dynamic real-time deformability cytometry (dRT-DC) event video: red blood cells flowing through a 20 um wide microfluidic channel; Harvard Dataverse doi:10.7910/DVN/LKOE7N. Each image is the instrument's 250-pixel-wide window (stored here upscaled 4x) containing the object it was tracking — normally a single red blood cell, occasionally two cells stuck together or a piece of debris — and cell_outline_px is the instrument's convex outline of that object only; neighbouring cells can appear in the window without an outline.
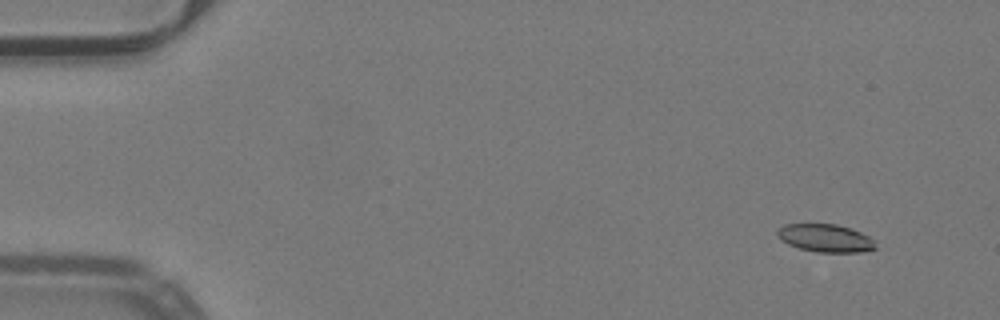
{"species": "common noctule bat (a hibernating species)", "species_latin": "Nyctalus noctula", "temperature_condition": "warm", "stored_images_in_passage": 52, "camera_frame_rate_fps": 3000, "um_per_image_px": 0.085, "animal": {"sex": "male", "body_mass_g": 19.2, "forearm_length_mm": 51.8}, "frame": {"image": 1, "passage_image": 4, "time_ms": 1.0, "image_size_px": [1000, 320], "cell_outline_px": [[876, 248], [860, 252], [816, 252], [800, 248], [788, 244], [780, 240], [776, 236], [776, 232], [784, 224], [836, 224], [852, 228], [868, 236], [872, 240]], "centroid_in_image_um": [70.12, 20.23], "position_along_channel_um": 14.9, "area_um2": 15.9}}
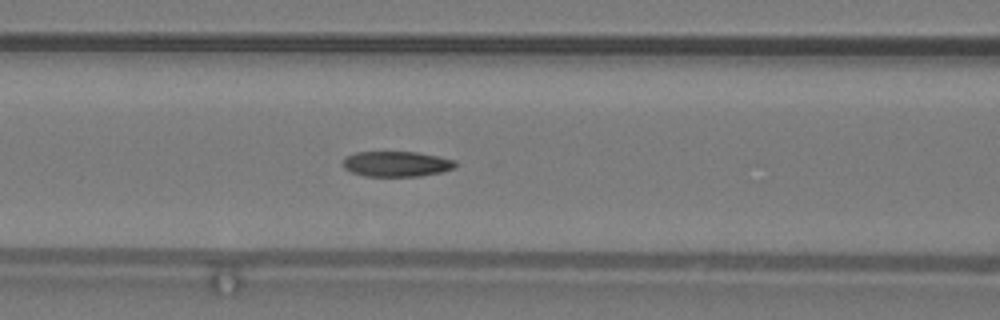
{"frame": {"image": 2, "passage_image": 22, "time_ms": 7.0, "image_size_px": [1000, 320], "cell_outline_px": [[456, 168], [444, 172], [420, 176], [364, 176], [352, 172], [344, 168], [344, 156], [356, 152], [416, 152], [456, 160]], "centroid_in_image_um": [33.73, 13.94], "position_along_channel_um": 132.9, "area_um2": 16.7}}
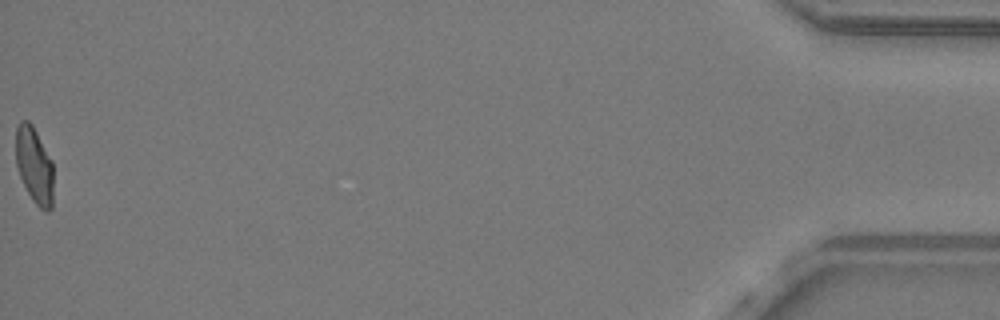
{"frame": {"image": 3, "passage_image": 52, "time_ms": 17.0, "image_size_px": [1000, 320], "cell_outline_px": [[52, 208], [48, 212], [40, 208], [32, 200], [20, 176], [16, 164], [16, 128], [20, 120], [28, 120], [32, 124], [52, 160]], "centroid_in_image_um": [2.91, 14.03], "position_along_channel_um": 432.3, "area_um2": 16.65}, "authors_computed_cell_mechanics": {"area_um2": 16.9932, "velocity_mm_per_s": 4.0081, "shape_relaxation_time_tau1_ms": null, "shape_relaxation_time_tau2_ms": 2.1776, "deformation_change_tau1": null, "deformation_change_tau2": 0.0825}}